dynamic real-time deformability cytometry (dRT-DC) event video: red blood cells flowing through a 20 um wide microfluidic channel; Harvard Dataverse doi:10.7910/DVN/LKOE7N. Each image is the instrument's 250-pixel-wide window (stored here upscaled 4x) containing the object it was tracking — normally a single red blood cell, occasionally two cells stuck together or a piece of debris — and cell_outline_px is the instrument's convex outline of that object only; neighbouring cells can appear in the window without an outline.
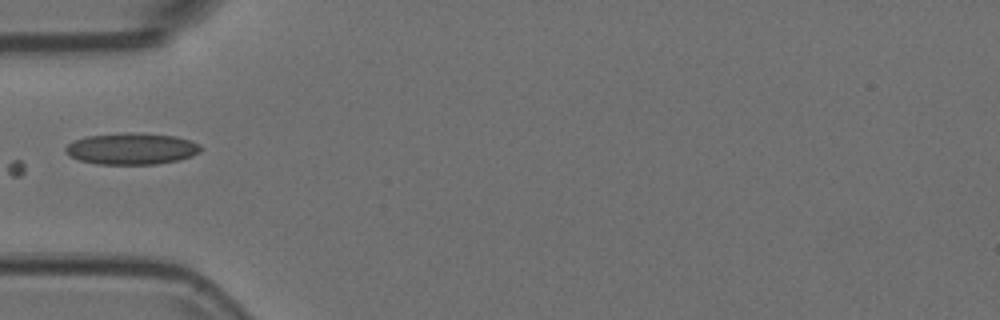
{"species": "Egyptian fruit bat (a non-hibernating species)", "species_latin": "Rousettus aegyptiacus", "temperature_condition": "room temperature", "stored_images_in_passage": 36, "camera_frame_rate_fps": 3000, "um_per_image_px": 0.085, "animal": {"sex": "female"}, "frame": {"image": 1, "passage_image": 1, "time_ms": 0.0, "image_size_px": [1000, 320], "cell_outline_px": [[204, 148], [200, 152], [192, 156], [176, 160], [156, 164], [96, 164], [76, 160], [68, 156], [64, 152], [64, 148], [72, 140], [88, 136], [132, 132], [136, 132], [176, 136], [192, 140], [200, 144]], "centroid_in_image_um": [11.17, 12.64], "position_along_channel_um": 73.8, "area_um2": 25.2}}